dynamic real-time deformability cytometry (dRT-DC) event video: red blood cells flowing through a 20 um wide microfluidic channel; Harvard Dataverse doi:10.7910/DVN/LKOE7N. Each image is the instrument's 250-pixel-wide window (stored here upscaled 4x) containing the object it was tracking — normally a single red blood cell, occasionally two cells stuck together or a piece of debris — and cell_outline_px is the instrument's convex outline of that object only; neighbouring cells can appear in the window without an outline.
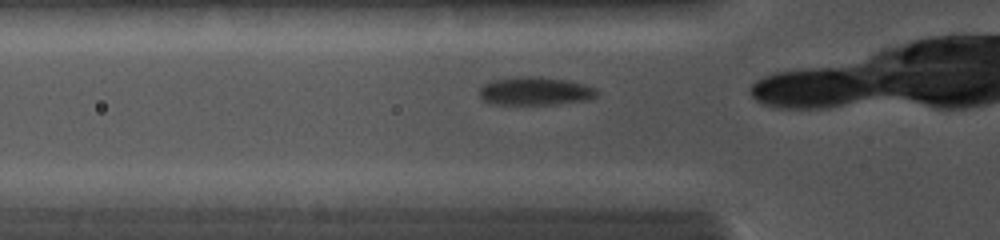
{"species": "common noctule bat (a hibernating species)", "species_latin": "Nyctalus noctula", "temperature_condition": "cold", "stored_images_in_passage": 15, "camera_frame_rate_fps": 5000, "um_per_image_px": 0.085, "animal": {"sex": "female", "body_mass_g": 19.0, "forearm_length_mm": 56.7}, "frame": {"image": 1, "passage_image": 2, "time_ms": 0.4, "image_size_px": [1000, 240], "cell_outline_px": [[600, 92], [596, 96], [588, 100], [552, 104], [488, 104], [480, 96], [480, 88], [484, 84], [492, 80], [520, 76], [532, 76], [564, 80], [584, 84], [596, 88]], "centroid_in_image_um": [45.49, 7.75], "position_along_channel_um": 80.3, "area_um2": 19.25}}
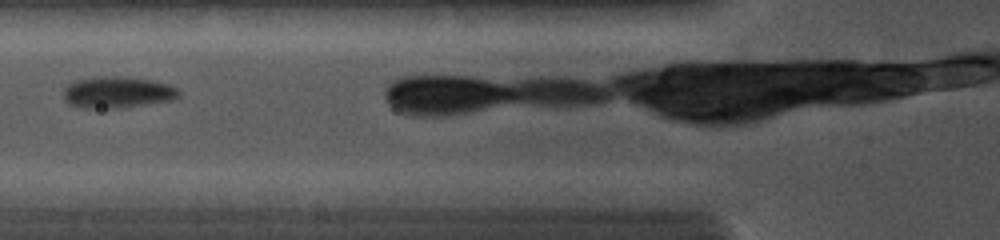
{"frame": {"image": 2, "passage_image": 3, "time_ms": 1.2, "image_size_px": [1000, 240], "cell_outline_px": [[180, 96], [172, 100], [148, 104], [120, 108], [80, 108], [68, 104], [64, 100], [64, 88], [68, 84], [76, 80], [92, 76], [124, 76], [148, 80], [168, 84], [176, 88], [180, 92]], "centroid_in_image_um": [9.94, 7.85], "position_along_channel_um": 115.9, "area_um2": 21.39}}